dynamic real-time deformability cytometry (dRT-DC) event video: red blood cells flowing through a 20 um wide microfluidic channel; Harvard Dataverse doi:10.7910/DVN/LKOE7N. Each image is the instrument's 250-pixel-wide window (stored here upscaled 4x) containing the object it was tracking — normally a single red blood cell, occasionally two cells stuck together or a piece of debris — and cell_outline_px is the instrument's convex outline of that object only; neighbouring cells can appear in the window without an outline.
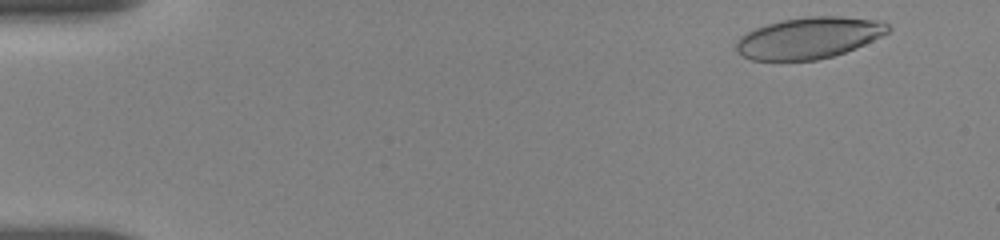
{"species": "human", "species_latin": "Homo sapiens", "temperature_condition": "room temperature", "stored_images_in_passage": 54, "camera_frame_rate_fps": 3000, "um_per_image_px": 0.085, "donor": {"sex": "female"}, "frame": {"image": 1, "passage_image": 3, "time_ms": 0.667, "image_size_px": [1000, 240], "cell_outline_px": [[892, 28], [888, 32], [856, 48], [832, 56], [816, 60], [752, 60], [740, 56], [736, 52], [736, 40], [740, 36], [756, 28], [768, 24], [784, 20], [808, 16], [840, 16], [880, 20], [888, 24]], "centroid_in_image_um": [68.75, 3.22], "position_along_channel_um": 16.3, "area_um2": 36.53}}
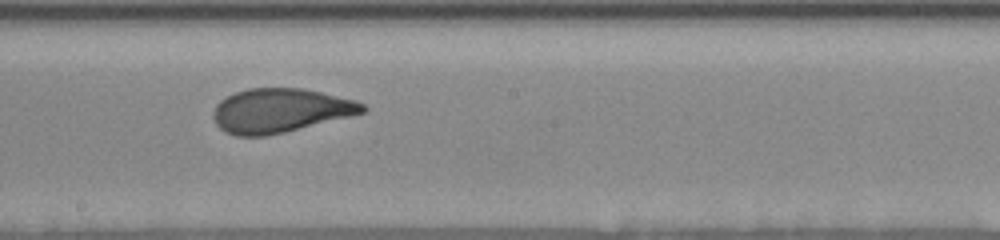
{"frame": {"image": 2, "passage_image": 30, "time_ms": 9.667, "image_size_px": [1000, 240], "cell_outline_px": [[368, 108], [364, 112], [352, 116], [284, 132], [264, 136], [236, 136], [224, 132], [216, 124], [212, 116], [212, 112], [216, 104], [220, 100], [236, 92], [248, 88], [300, 88], [320, 92], [356, 100], [364, 104]], "centroid_in_image_um": [23.8, 9.4], "position_along_channel_um": 224.4, "area_um2": 38.38}}
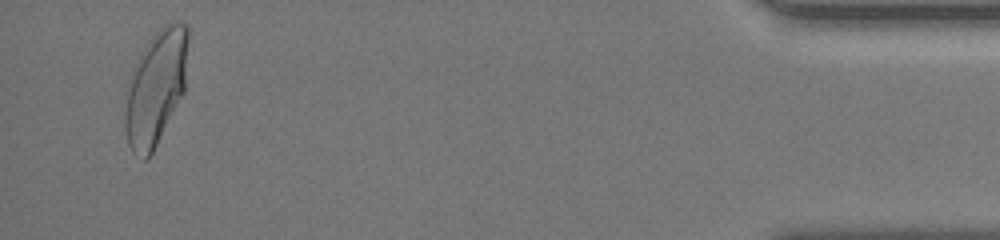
{"frame": {"image": 3, "passage_image": 52, "time_ms": 17.0, "image_size_px": [1000, 240], "cell_outline_px": [[188, 36], [184, 92], [152, 152], [144, 160], [132, 152], [128, 144], [124, 124], [124, 116], [128, 80], [132, 68], [140, 52], [148, 40], [164, 24], [188, 24]], "centroid_in_image_um": [13.21, 7.44], "position_along_channel_um": 422.0, "area_um2": 41.79}, "authors_computed_cell_mechanics": {"area_um2": 38.5526, "velocity_mm_per_s": 3.6384, "shape_relaxation_time_tau1_ms": 5.9154, "shape_relaxation_time_tau2_ms": 0.871, "deformation_change_tau1": 0.195, "deformation_change_tau2": 0.0777}}